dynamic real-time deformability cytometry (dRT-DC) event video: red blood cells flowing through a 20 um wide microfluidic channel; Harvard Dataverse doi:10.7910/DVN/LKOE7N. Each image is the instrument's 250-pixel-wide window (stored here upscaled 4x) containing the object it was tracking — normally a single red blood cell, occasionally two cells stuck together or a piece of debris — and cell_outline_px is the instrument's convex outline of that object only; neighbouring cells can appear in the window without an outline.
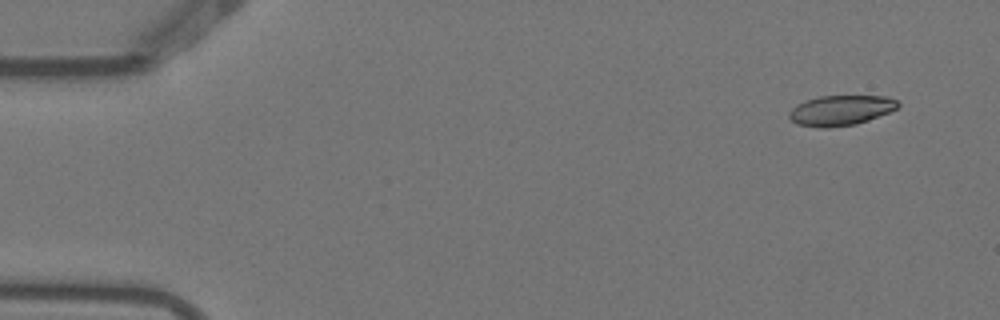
{"species": "Egyptian fruit bat (a non-hibernating species)", "species_latin": "Rousettus aegyptiacus", "temperature_condition": "warm", "stored_images_in_passage": 8, "camera_frame_rate_fps": 3000, "um_per_image_px": 0.085, "animal": {"sex": "female"}, "frame": {"image": 1, "passage_image": 1, "time_ms": 0.0, "image_size_px": [1000, 320], "cell_outline_px": [[900, 104], [896, 108], [888, 112], [868, 120], [856, 124], [828, 128], [820, 128], [796, 124], [788, 116], [788, 112], [796, 104], [804, 100], [820, 96], [888, 96], [896, 100]], "centroid_in_image_um": [71.42, 9.38], "position_along_channel_um": 13.6, "area_um2": 19.19}}
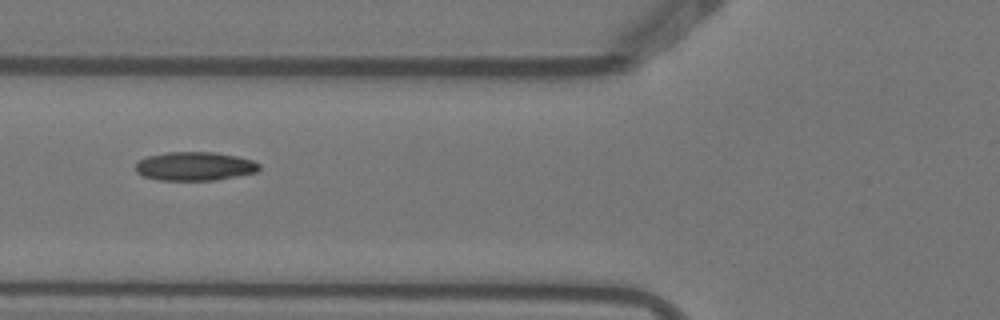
{"frame": {"image": 2, "passage_image": 6, "time_ms": 1.667, "image_size_px": [1000, 320], "cell_outline_px": [[260, 168], [256, 172], [216, 180], [160, 180], [144, 176], [136, 172], [136, 164], [140, 160], [148, 156], [168, 152], [212, 152], [236, 156], [252, 160], [260, 164]], "centroid_in_image_um": [16.56, 14.13], "position_along_channel_um": 109.2, "area_um2": 20.52}}
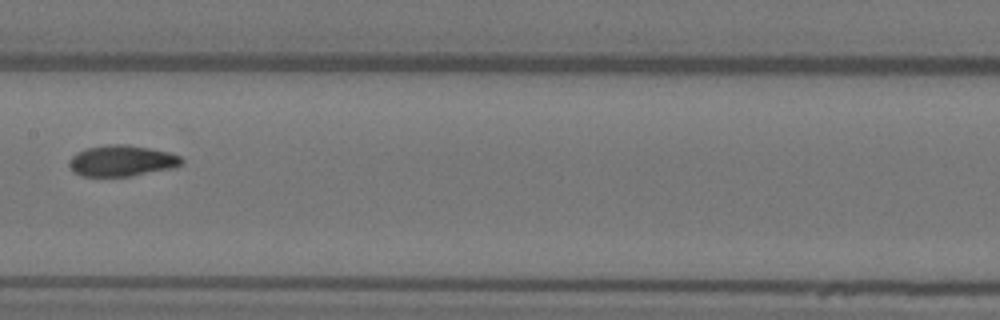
{"frame": {"image": 3, "passage_image": 8, "time_ms": 2.333, "image_size_px": [1000, 320], "cell_outline_px": [[184, 164], [176, 168], [128, 176], [84, 176], [72, 172], [68, 164], [72, 156], [76, 152], [84, 148], [108, 144], [128, 144], [172, 152], [180, 156], [184, 160]], "centroid_in_image_um": [10.38, 13.65], "position_along_channel_um": 197.0, "area_um2": 20.75}}